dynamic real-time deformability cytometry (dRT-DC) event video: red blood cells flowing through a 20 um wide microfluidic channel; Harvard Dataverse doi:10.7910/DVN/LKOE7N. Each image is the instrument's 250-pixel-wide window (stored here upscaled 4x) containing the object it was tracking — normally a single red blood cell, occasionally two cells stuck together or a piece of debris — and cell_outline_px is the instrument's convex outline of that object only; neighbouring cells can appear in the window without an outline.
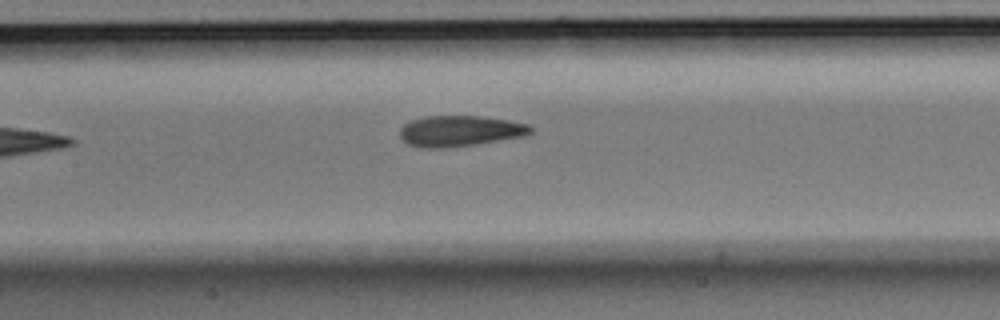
{"species": "Egyptian fruit bat (a non-hibernating species)", "species_latin": "Rousettus aegyptiacus", "temperature_condition": "room temperature", "stored_images_in_passage": 5, "camera_frame_rate_fps": 3000, "um_per_image_px": 0.085, "animal": {"sex": "male"}, "frame": {"image": 1, "passage_image": 5, "time_ms": 1.333, "image_size_px": [1000, 320], "cell_outline_px": [[532, 132], [528, 136], [476, 144], [444, 148], [420, 148], [408, 144], [400, 136], [400, 128], [404, 124], [412, 120], [428, 116], [480, 116], [508, 120], [528, 124], [532, 128]], "centroid_in_image_um": [39.12, 11.14], "position_along_channel_um": 168.3, "area_um2": 23.58}}